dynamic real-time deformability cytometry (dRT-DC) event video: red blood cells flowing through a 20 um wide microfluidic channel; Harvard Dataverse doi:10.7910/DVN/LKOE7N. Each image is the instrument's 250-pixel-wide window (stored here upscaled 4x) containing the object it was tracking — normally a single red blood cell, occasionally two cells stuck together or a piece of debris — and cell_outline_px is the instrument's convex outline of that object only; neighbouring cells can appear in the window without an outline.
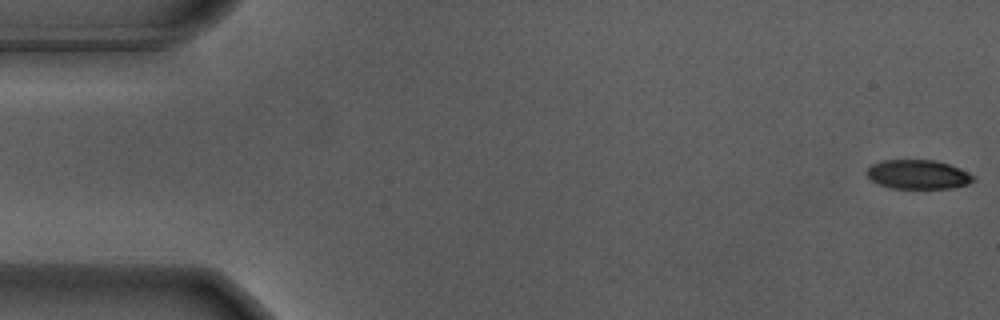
{"species": "Egyptian fruit bat (a non-hibernating species)", "species_latin": "Rousettus aegyptiacus", "temperature_condition": "warm", "stored_images_in_passage": 56, "camera_frame_rate_fps": 3000, "um_per_image_px": 0.085, "animal": {"sex": "male"}, "frame": {"image": 1, "passage_image": 1, "time_ms": 0.0, "image_size_px": [1000, 320], "cell_outline_px": [[976, 180], [968, 184], [952, 188], [892, 188], [876, 184], [868, 176], [868, 168], [872, 164], [884, 160], [932, 160], [948, 164], [968, 172], [976, 176]], "centroid_in_image_um": [78.06, 14.84], "position_along_channel_um": 6.9, "area_um2": 18.03}}
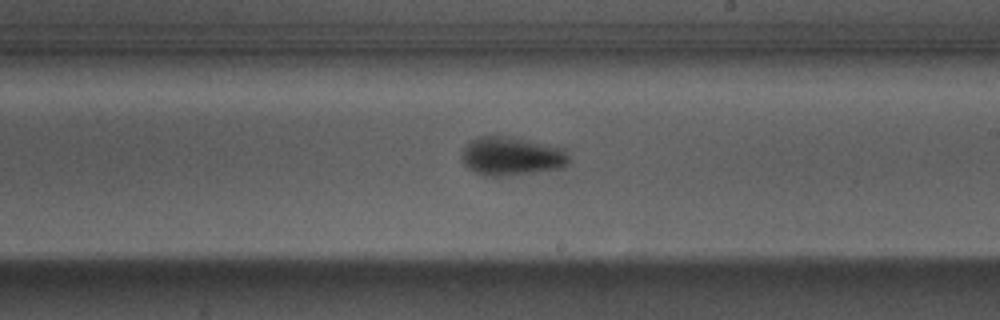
{"frame": {"image": 2, "passage_image": 32, "time_ms": 10.333, "image_size_px": [1000, 320], "cell_outline_px": [[568, 164], [564, 168], [500, 176], [484, 176], [468, 168], [464, 164], [460, 156], [460, 152], [464, 144], [468, 140], [476, 136], [512, 136], [564, 148], [568, 156]], "centroid_in_image_um": [43.42, 13.25], "position_along_channel_um": 245.6, "area_um2": 24.51}}
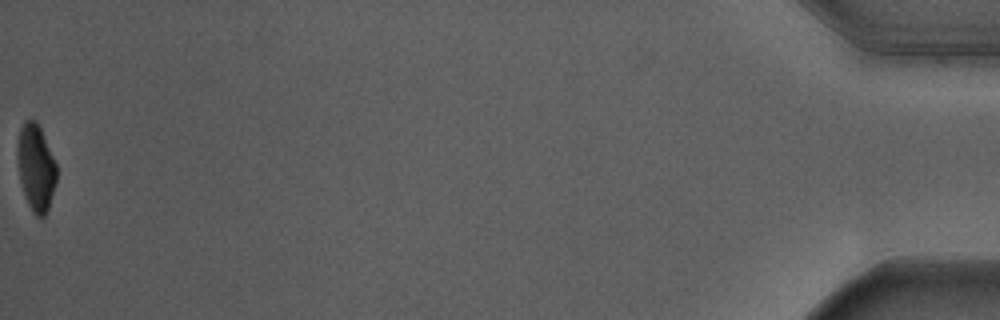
{"frame": {"image": 3, "passage_image": 56, "time_ms": 18.333, "image_size_px": [1000, 320], "cell_outline_px": [[56, 184], [48, 212], [44, 216], [36, 216], [32, 212], [28, 204], [20, 180], [16, 152], [16, 148], [20, 128], [24, 120], [36, 120], [40, 128], [56, 164]], "centroid_in_image_um": [3.04, 14.26], "position_along_channel_um": 432.2, "area_um2": 19.77}, "authors_computed_cell_mechanics": {"area_um2": 21.6461, "velocity_mm_per_s": 3.7031, "shape_relaxation_time_tau1_ms": 3.0827, "shape_relaxation_time_tau2_ms": 2.084, "deformation_change_tau1": 0.1645, "deformation_change_tau2": 0.0603}}